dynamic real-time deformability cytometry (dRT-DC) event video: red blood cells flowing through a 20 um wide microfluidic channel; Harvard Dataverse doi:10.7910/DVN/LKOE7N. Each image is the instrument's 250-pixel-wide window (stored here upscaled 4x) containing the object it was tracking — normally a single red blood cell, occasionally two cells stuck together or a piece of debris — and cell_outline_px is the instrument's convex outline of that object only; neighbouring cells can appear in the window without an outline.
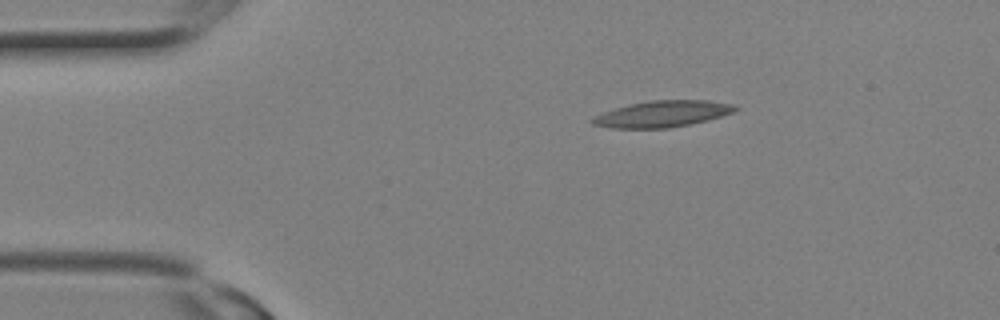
{"species": "Egyptian fruit bat (a non-hibernating species)", "species_latin": "Rousettus aegyptiacus", "temperature_condition": "room temperature", "stored_images_in_passage": 4, "camera_frame_rate_fps": 3000, "um_per_image_px": 0.085, "animal": {"sex": "female"}, "frame": {"image": 1, "passage_image": 4, "time_ms": 1.0, "image_size_px": [1000, 320], "cell_outline_px": [[740, 108], [732, 112], [708, 120], [692, 124], [668, 128], [612, 128], [592, 124], [588, 120], [604, 112], [628, 104], [648, 100], [708, 100], [732, 104]], "centroid_in_image_um": [56.3, 9.68], "position_along_channel_um": 28.7, "area_um2": 21.91}}